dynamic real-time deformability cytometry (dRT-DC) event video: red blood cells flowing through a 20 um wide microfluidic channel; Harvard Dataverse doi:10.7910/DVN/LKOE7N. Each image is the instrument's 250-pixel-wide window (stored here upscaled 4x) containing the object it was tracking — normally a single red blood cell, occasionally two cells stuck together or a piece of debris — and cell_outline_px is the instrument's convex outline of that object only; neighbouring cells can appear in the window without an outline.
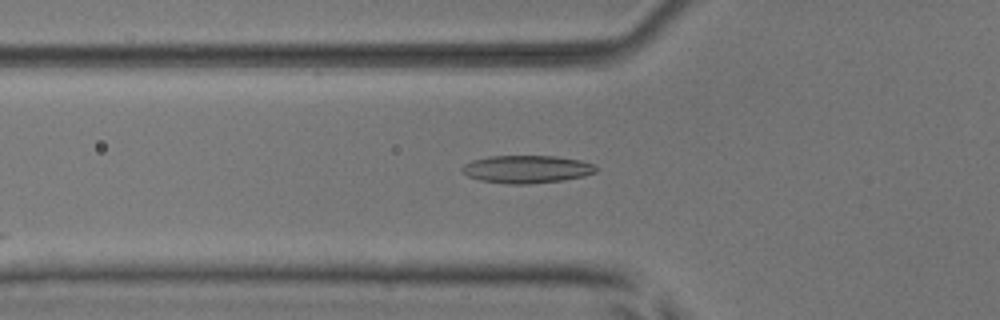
{"species": "common noctule bat (a hibernating species)", "species_latin": "Nyctalus noctula", "temperature_condition": "room temperature", "stored_images_in_passage": 35, "camera_frame_rate_fps": 3000, "um_per_image_px": 0.085, "animal": {"sex": "male", "body_mass_g": 17.9, "forearm_length_mm": 54.2}, "frame": {"image": 1, "passage_image": 8, "time_ms": 2.333, "image_size_px": [1000, 320], "cell_outline_px": [[596, 172], [584, 176], [564, 180], [528, 184], [508, 184], [480, 180], [468, 176], [460, 168], [464, 164], [472, 160], [488, 156], [556, 156], [580, 160], [592, 164], [596, 168]], "centroid_in_image_um": [44.76, 14.38], "position_along_channel_um": 81.0, "area_um2": 21.62}}
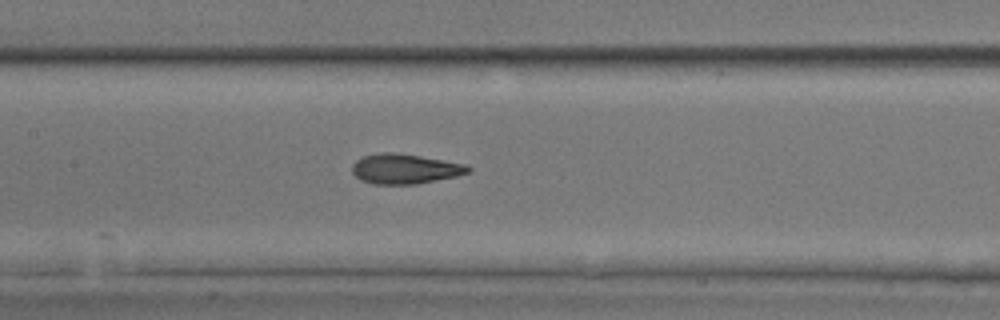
{"frame": {"image": 2, "passage_image": 15, "time_ms": 4.667, "image_size_px": [1000, 320], "cell_outline_px": [[472, 168], [468, 172], [456, 176], [416, 184], [372, 184], [360, 180], [352, 172], [352, 164], [360, 156], [380, 152], [396, 152], [468, 164]], "centroid_in_image_um": [34.39, 14.34], "position_along_channel_um": 173.0, "area_um2": 20.4}}
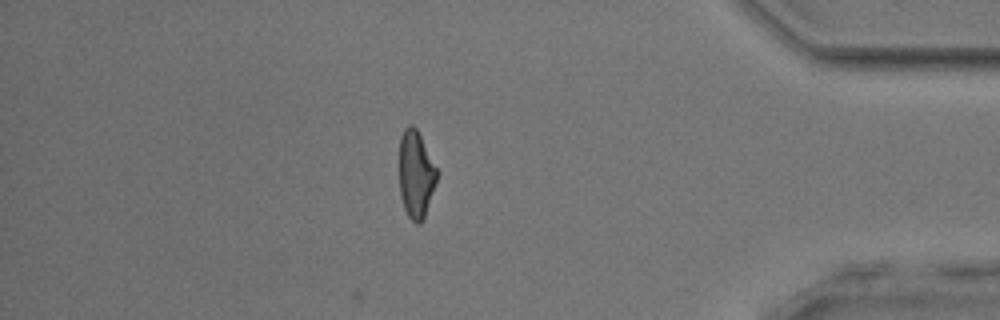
{"frame": {"image": 3, "passage_image": 35, "time_ms": 11.333, "image_size_px": [1000, 320], "cell_outline_px": [[440, 172], [424, 216], [420, 224], [416, 224], [408, 216], [404, 208], [400, 196], [400, 136], [404, 128], [408, 124], [412, 124], [416, 128]], "centroid_in_image_um": [35.36, 14.79], "position_along_channel_um": 399.8, "area_um2": 19.25}}